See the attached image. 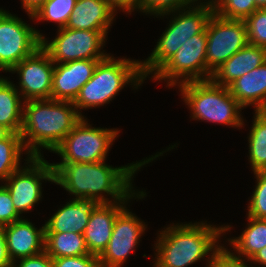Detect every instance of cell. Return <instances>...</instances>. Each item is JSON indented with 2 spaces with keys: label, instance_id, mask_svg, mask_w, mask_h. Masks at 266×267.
<instances>
[{
  "label": "cell",
  "instance_id": "6da1fadb",
  "mask_svg": "<svg viewBox=\"0 0 266 267\" xmlns=\"http://www.w3.org/2000/svg\"><path fill=\"white\" fill-rule=\"evenodd\" d=\"M161 154L121 167L107 165L105 160L94 163H52L54 183L76 198L93 199L98 204L123 201L133 192L131 181L135 172ZM102 193L112 196L113 201H109Z\"/></svg>",
  "mask_w": 266,
  "mask_h": 267
},
{
  "label": "cell",
  "instance_id": "7a4b0ae2",
  "mask_svg": "<svg viewBox=\"0 0 266 267\" xmlns=\"http://www.w3.org/2000/svg\"><path fill=\"white\" fill-rule=\"evenodd\" d=\"M23 103L20 134L27 156H42L40 147L52 152L84 118L69 101L40 99Z\"/></svg>",
  "mask_w": 266,
  "mask_h": 267
},
{
  "label": "cell",
  "instance_id": "3957f363",
  "mask_svg": "<svg viewBox=\"0 0 266 267\" xmlns=\"http://www.w3.org/2000/svg\"><path fill=\"white\" fill-rule=\"evenodd\" d=\"M223 225L214 227L207 223L170 225L160 232L155 244L157 259L154 267H188L221 247L216 244L222 233L229 231Z\"/></svg>",
  "mask_w": 266,
  "mask_h": 267
},
{
  "label": "cell",
  "instance_id": "277c9868",
  "mask_svg": "<svg viewBox=\"0 0 266 267\" xmlns=\"http://www.w3.org/2000/svg\"><path fill=\"white\" fill-rule=\"evenodd\" d=\"M143 81L139 61L123 58L117 60L108 55L98 62L91 79L80 89L73 104L77 112L78 108L83 110L103 106L112 101L126 84L132 83L138 87Z\"/></svg>",
  "mask_w": 266,
  "mask_h": 267
},
{
  "label": "cell",
  "instance_id": "5b68a950",
  "mask_svg": "<svg viewBox=\"0 0 266 267\" xmlns=\"http://www.w3.org/2000/svg\"><path fill=\"white\" fill-rule=\"evenodd\" d=\"M182 97L192 112V119L241 127L243 107L231 95L229 88L215 84L211 79L191 81L178 85Z\"/></svg>",
  "mask_w": 266,
  "mask_h": 267
},
{
  "label": "cell",
  "instance_id": "8992f818",
  "mask_svg": "<svg viewBox=\"0 0 266 267\" xmlns=\"http://www.w3.org/2000/svg\"><path fill=\"white\" fill-rule=\"evenodd\" d=\"M205 3V4H204ZM182 9L169 23L165 32L161 35L151 55L141 63V74L144 79L154 74L178 51L190 37L202 33L206 29L209 18L214 13L213 4L201 2L200 5H191ZM186 10V11H185Z\"/></svg>",
  "mask_w": 266,
  "mask_h": 267
},
{
  "label": "cell",
  "instance_id": "52a82bcc",
  "mask_svg": "<svg viewBox=\"0 0 266 267\" xmlns=\"http://www.w3.org/2000/svg\"><path fill=\"white\" fill-rule=\"evenodd\" d=\"M118 129L94 128L84 118L53 150L58 153L60 163H94L106 159L112 142L119 134Z\"/></svg>",
  "mask_w": 266,
  "mask_h": 267
},
{
  "label": "cell",
  "instance_id": "ba28073f",
  "mask_svg": "<svg viewBox=\"0 0 266 267\" xmlns=\"http://www.w3.org/2000/svg\"><path fill=\"white\" fill-rule=\"evenodd\" d=\"M206 80L237 51L249 44L244 20L226 19L213 13L206 25Z\"/></svg>",
  "mask_w": 266,
  "mask_h": 267
},
{
  "label": "cell",
  "instance_id": "9c48e42d",
  "mask_svg": "<svg viewBox=\"0 0 266 267\" xmlns=\"http://www.w3.org/2000/svg\"><path fill=\"white\" fill-rule=\"evenodd\" d=\"M54 40H41V47L48 53L54 64L81 59H105L109 54L101 52L108 31L58 29ZM49 42V43H48Z\"/></svg>",
  "mask_w": 266,
  "mask_h": 267
},
{
  "label": "cell",
  "instance_id": "30bf717a",
  "mask_svg": "<svg viewBox=\"0 0 266 267\" xmlns=\"http://www.w3.org/2000/svg\"><path fill=\"white\" fill-rule=\"evenodd\" d=\"M206 29L181 45L178 51L152 76L154 80H167V86L206 80ZM179 78L181 81H179ZM161 79V80H160ZM179 81V82H178Z\"/></svg>",
  "mask_w": 266,
  "mask_h": 267
},
{
  "label": "cell",
  "instance_id": "8fae6325",
  "mask_svg": "<svg viewBox=\"0 0 266 267\" xmlns=\"http://www.w3.org/2000/svg\"><path fill=\"white\" fill-rule=\"evenodd\" d=\"M43 35L21 18L0 9V70L9 72L39 47Z\"/></svg>",
  "mask_w": 266,
  "mask_h": 267
},
{
  "label": "cell",
  "instance_id": "7c38bea8",
  "mask_svg": "<svg viewBox=\"0 0 266 267\" xmlns=\"http://www.w3.org/2000/svg\"><path fill=\"white\" fill-rule=\"evenodd\" d=\"M43 156H28V167L19 168L6 180L4 186L11 194L16 212L21 215L29 211L42 198L41 181L54 183L52 163H48Z\"/></svg>",
  "mask_w": 266,
  "mask_h": 267
},
{
  "label": "cell",
  "instance_id": "4fadbf2b",
  "mask_svg": "<svg viewBox=\"0 0 266 267\" xmlns=\"http://www.w3.org/2000/svg\"><path fill=\"white\" fill-rule=\"evenodd\" d=\"M54 65L48 53L39 47L9 71L19 74L20 95L24 101L51 99Z\"/></svg>",
  "mask_w": 266,
  "mask_h": 267
},
{
  "label": "cell",
  "instance_id": "5bb4252c",
  "mask_svg": "<svg viewBox=\"0 0 266 267\" xmlns=\"http://www.w3.org/2000/svg\"><path fill=\"white\" fill-rule=\"evenodd\" d=\"M145 223L125 207L115 218L112 236L102 254L98 257L100 267H121L129 253L137 246Z\"/></svg>",
  "mask_w": 266,
  "mask_h": 267
},
{
  "label": "cell",
  "instance_id": "9a60e30c",
  "mask_svg": "<svg viewBox=\"0 0 266 267\" xmlns=\"http://www.w3.org/2000/svg\"><path fill=\"white\" fill-rule=\"evenodd\" d=\"M134 191L123 201L98 204L92 211L83 233L89 254L99 257L105 250L112 236L115 218L126 207L125 202L135 196L141 199L146 195L143 191Z\"/></svg>",
  "mask_w": 266,
  "mask_h": 267
},
{
  "label": "cell",
  "instance_id": "2e32d148",
  "mask_svg": "<svg viewBox=\"0 0 266 267\" xmlns=\"http://www.w3.org/2000/svg\"><path fill=\"white\" fill-rule=\"evenodd\" d=\"M104 59H81L54 65L51 99L74 102L80 89L92 77L99 61Z\"/></svg>",
  "mask_w": 266,
  "mask_h": 267
},
{
  "label": "cell",
  "instance_id": "e0dca14e",
  "mask_svg": "<svg viewBox=\"0 0 266 267\" xmlns=\"http://www.w3.org/2000/svg\"><path fill=\"white\" fill-rule=\"evenodd\" d=\"M7 241V251L12 262L44 252L45 225L39 230L32 222L20 219L2 226Z\"/></svg>",
  "mask_w": 266,
  "mask_h": 267
},
{
  "label": "cell",
  "instance_id": "ac0fdd59",
  "mask_svg": "<svg viewBox=\"0 0 266 267\" xmlns=\"http://www.w3.org/2000/svg\"><path fill=\"white\" fill-rule=\"evenodd\" d=\"M97 205L98 203L93 199H72L45 223V233L83 234L90 215Z\"/></svg>",
  "mask_w": 266,
  "mask_h": 267
},
{
  "label": "cell",
  "instance_id": "d6986e66",
  "mask_svg": "<svg viewBox=\"0 0 266 267\" xmlns=\"http://www.w3.org/2000/svg\"><path fill=\"white\" fill-rule=\"evenodd\" d=\"M266 61V48L248 44L220 67L211 76V80L224 87H228L237 78L258 68Z\"/></svg>",
  "mask_w": 266,
  "mask_h": 267
},
{
  "label": "cell",
  "instance_id": "ffe728a7",
  "mask_svg": "<svg viewBox=\"0 0 266 267\" xmlns=\"http://www.w3.org/2000/svg\"><path fill=\"white\" fill-rule=\"evenodd\" d=\"M115 11L106 0H77L66 28L108 31Z\"/></svg>",
  "mask_w": 266,
  "mask_h": 267
},
{
  "label": "cell",
  "instance_id": "44dd1931",
  "mask_svg": "<svg viewBox=\"0 0 266 267\" xmlns=\"http://www.w3.org/2000/svg\"><path fill=\"white\" fill-rule=\"evenodd\" d=\"M228 88L243 108L254 105L255 111H264L266 109V61L258 68L237 78Z\"/></svg>",
  "mask_w": 266,
  "mask_h": 267
},
{
  "label": "cell",
  "instance_id": "7402d4cb",
  "mask_svg": "<svg viewBox=\"0 0 266 267\" xmlns=\"http://www.w3.org/2000/svg\"><path fill=\"white\" fill-rule=\"evenodd\" d=\"M16 87L11 81L0 76V125L12 133H20L23 122L24 103Z\"/></svg>",
  "mask_w": 266,
  "mask_h": 267
},
{
  "label": "cell",
  "instance_id": "603a6c76",
  "mask_svg": "<svg viewBox=\"0 0 266 267\" xmlns=\"http://www.w3.org/2000/svg\"><path fill=\"white\" fill-rule=\"evenodd\" d=\"M44 251L51 258L89 254L83 234L74 232L45 233Z\"/></svg>",
  "mask_w": 266,
  "mask_h": 267
},
{
  "label": "cell",
  "instance_id": "cb8c5ba5",
  "mask_svg": "<svg viewBox=\"0 0 266 267\" xmlns=\"http://www.w3.org/2000/svg\"><path fill=\"white\" fill-rule=\"evenodd\" d=\"M248 227L241 236L228 239L239 257L250 260L260 249L266 247V219L247 216ZM242 255V256H240Z\"/></svg>",
  "mask_w": 266,
  "mask_h": 267
},
{
  "label": "cell",
  "instance_id": "d4e9b609",
  "mask_svg": "<svg viewBox=\"0 0 266 267\" xmlns=\"http://www.w3.org/2000/svg\"><path fill=\"white\" fill-rule=\"evenodd\" d=\"M249 134V160L253 172L266 170V112L255 111Z\"/></svg>",
  "mask_w": 266,
  "mask_h": 267
},
{
  "label": "cell",
  "instance_id": "484cf974",
  "mask_svg": "<svg viewBox=\"0 0 266 267\" xmlns=\"http://www.w3.org/2000/svg\"><path fill=\"white\" fill-rule=\"evenodd\" d=\"M25 150L20 133H11L0 140V180L6 181L20 168V157Z\"/></svg>",
  "mask_w": 266,
  "mask_h": 267
},
{
  "label": "cell",
  "instance_id": "4316f807",
  "mask_svg": "<svg viewBox=\"0 0 266 267\" xmlns=\"http://www.w3.org/2000/svg\"><path fill=\"white\" fill-rule=\"evenodd\" d=\"M76 1L77 0H47L29 17L32 20L54 21L58 23L59 29L65 28Z\"/></svg>",
  "mask_w": 266,
  "mask_h": 267
},
{
  "label": "cell",
  "instance_id": "83f0119b",
  "mask_svg": "<svg viewBox=\"0 0 266 267\" xmlns=\"http://www.w3.org/2000/svg\"><path fill=\"white\" fill-rule=\"evenodd\" d=\"M213 4V11L226 19L245 20L258 8L255 0H208Z\"/></svg>",
  "mask_w": 266,
  "mask_h": 267
},
{
  "label": "cell",
  "instance_id": "f1b7e54d",
  "mask_svg": "<svg viewBox=\"0 0 266 267\" xmlns=\"http://www.w3.org/2000/svg\"><path fill=\"white\" fill-rule=\"evenodd\" d=\"M256 187L248 206V216L266 219V170L255 171Z\"/></svg>",
  "mask_w": 266,
  "mask_h": 267
},
{
  "label": "cell",
  "instance_id": "f546056e",
  "mask_svg": "<svg viewBox=\"0 0 266 267\" xmlns=\"http://www.w3.org/2000/svg\"><path fill=\"white\" fill-rule=\"evenodd\" d=\"M244 21L249 44L266 48V9H257Z\"/></svg>",
  "mask_w": 266,
  "mask_h": 267
},
{
  "label": "cell",
  "instance_id": "4dcf8cb0",
  "mask_svg": "<svg viewBox=\"0 0 266 267\" xmlns=\"http://www.w3.org/2000/svg\"><path fill=\"white\" fill-rule=\"evenodd\" d=\"M191 3L194 5L191 0H139L138 10L146 14L164 16L182 8L187 9Z\"/></svg>",
  "mask_w": 266,
  "mask_h": 267
},
{
  "label": "cell",
  "instance_id": "1f68e13d",
  "mask_svg": "<svg viewBox=\"0 0 266 267\" xmlns=\"http://www.w3.org/2000/svg\"><path fill=\"white\" fill-rule=\"evenodd\" d=\"M22 219L16 212L11 194L4 186H0V227Z\"/></svg>",
  "mask_w": 266,
  "mask_h": 267
},
{
  "label": "cell",
  "instance_id": "d6a6232c",
  "mask_svg": "<svg viewBox=\"0 0 266 267\" xmlns=\"http://www.w3.org/2000/svg\"><path fill=\"white\" fill-rule=\"evenodd\" d=\"M236 256L233 252L231 253L227 248L221 246L208 260L207 267H248L244 263L245 259ZM251 267H253L251 265Z\"/></svg>",
  "mask_w": 266,
  "mask_h": 267
},
{
  "label": "cell",
  "instance_id": "836d02e7",
  "mask_svg": "<svg viewBox=\"0 0 266 267\" xmlns=\"http://www.w3.org/2000/svg\"><path fill=\"white\" fill-rule=\"evenodd\" d=\"M53 267H100L98 257L92 254L52 258Z\"/></svg>",
  "mask_w": 266,
  "mask_h": 267
},
{
  "label": "cell",
  "instance_id": "e575fe53",
  "mask_svg": "<svg viewBox=\"0 0 266 267\" xmlns=\"http://www.w3.org/2000/svg\"><path fill=\"white\" fill-rule=\"evenodd\" d=\"M17 263L13 262L11 267H53L52 258L45 251L32 257L22 258Z\"/></svg>",
  "mask_w": 266,
  "mask_h": 267
},
{
  "label": "cell",
  "instance_id": "d590c367",
  "mask_svg": "<svg viewBox=\"0 0 266 267\" xmlns=\"http://www.w3.org/2000/svg\"><path fill=\"white\" fill-rule=\"evenodd\" d=\"M12 261L7 251V241L3 228L0 227V267H11Z\"/></svg>",
  "mask_w": 266,
  "mask_h": 267
},
{
  "label": "cell",
  "instance_id": "8d00e7d4",
  "mask_svg": "<svg viewBox=\"0 0 266 267\" xmlns=\"http://www.w3.org/2000/svg\"><path fill=\"white\" fill-rule=\"evenodd\" d=\"M108 4L116 11V8L122 9L123 11L133 12L134 9H138L139 0H106ZM133 10V11H132Z\"/></svg>",
  "mask_w": 266,
  "mask_h": 267
},
{
  "label": "cell",
  "instance_id": "74e56055",
  "mask_svg": "<svg viewBox=\"0 0 266 267\" xmlns=\"http://www.w3.org/2000/svg\"><path fill=\"white\" fill-rule=\"evenodd\" d=\"M45 1L47 0H21V4L30 16L34 14Z\"/></svg>",
  "mask_w": 266,
  "mask_h": 267
},
{
  "label": "cell",
  "instance_id": "f35d334b",
  "mask_svg": "<svg viewBox=\"0 0 266 267\" xmlns=\"http://www.w3.org/2000/svg\"><path fill=\"white\" fill-rule=\"evenodd\" d=\"M254 264L259 263L260 265H263L262 267L266 266V247L260 249L250 260Z\"/></svg>",
  "mask_w": 266,
  "mask_h": 267
},
{
  "label": "cell",
  "instance_id": "ab89813d",
  "mask_svg": "<svg viewBox=\"0 0 266 267\" xmlns=\"http://www.w3.org/2000/svg\"><path fill=\"white\" fill-rule=\"evenodd\" d=\"M12 132L5 126L0 125V140L7 138Z\"/></svg>",
  "mask_w": 266,
  "mask_h": 267
},
{
  "label": "cell",
  "instance_id": "60d3db41",
  "mask_svg": "<svg viewBox=\"0 0 266 267\" xmlns=\"http://www.w3.org/2000/svg\"><path fill=\"white\" fill-rule=\"evenodd\" d=\"M258 9H266V0H255Z\"/></svg>",
  "mask_w": 266,
  "mask_h": 267
}]
</instances>
